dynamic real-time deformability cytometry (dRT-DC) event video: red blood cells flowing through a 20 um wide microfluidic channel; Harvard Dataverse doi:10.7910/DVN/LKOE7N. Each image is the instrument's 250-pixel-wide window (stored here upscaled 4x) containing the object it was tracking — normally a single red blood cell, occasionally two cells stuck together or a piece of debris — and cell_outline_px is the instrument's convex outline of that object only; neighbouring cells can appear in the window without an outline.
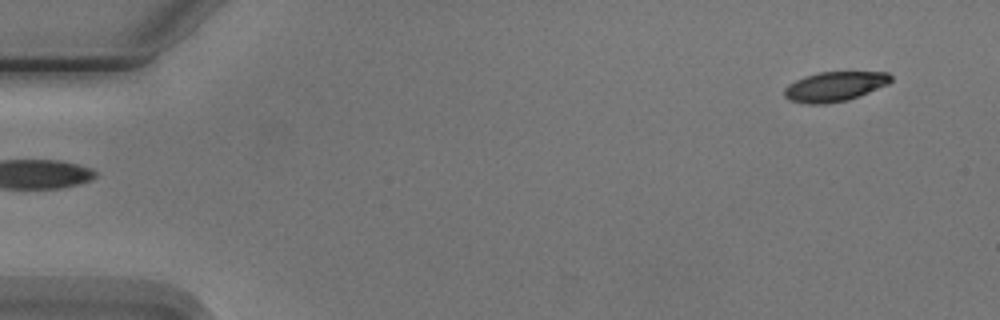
{"species": "Egyptian fruit bat (a non-hibernating species)", "species_latin": "Rousettus aegyptiacus", "temperature_condition": "cold", "stored_images_in_passage": 6, "segment_of_instrument_passage": [2, 2], "camera_frame_rate_fps": 3000, "um_per_image_px": 0.085, "animal": {"sex": "male"}, "frame": {"image": 1, "passage_image": 6, "time_ms": 6.0, "image_size_px": [1000, 320], "cell_outline_px": [[892, 80], [888, 84], [860, 96], [848, 100], [824, 104], [804, 104], [788, 100], [784, 96], [784, 88], [788, 84], [804, 76], [820, 72], [888, 72], [892, 76]], "centroid_in_image_um": [70.93, 7.36], "position_along_channel_um": 14.1, "area_um2": 18.61}}